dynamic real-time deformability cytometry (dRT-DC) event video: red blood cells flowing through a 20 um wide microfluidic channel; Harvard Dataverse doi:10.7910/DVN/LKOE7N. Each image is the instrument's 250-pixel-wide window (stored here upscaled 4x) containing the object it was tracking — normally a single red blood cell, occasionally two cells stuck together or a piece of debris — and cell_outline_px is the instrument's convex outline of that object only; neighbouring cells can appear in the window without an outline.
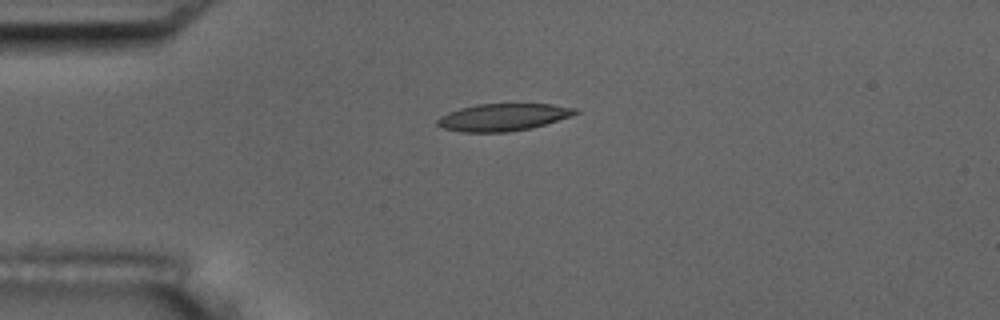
{"species": "common noctule bat (a hibernating species)", "species_latin": "Nyctalus noctula", "temperature_condition": "room temperature", "stored_images_in_passage": 5, "camera_frame_rate_fps": 3000, "um_per_image_px": 0.085, "animal": {"sex": "male", "body_mass_g": 17.5, "forearm_length_mm": 52.3}, "frame": {"image": 1, "passage_image": 4, "time_ms": 1.0, "image_size_px": [1000, 320], "cell_outline_px": [[580, 112], [572, 116], [532, 128], [508, 132], [460, 132], [444, 128], [436, 124], [436, 120], [440, 116], [448, 112], [460, 108], [476, 104], [552, 104], [576, 108]], "centroid_in_image_um": [42.77, 9.96], "position_along_channel_um": 42.2, "area_um2": 22.02}}